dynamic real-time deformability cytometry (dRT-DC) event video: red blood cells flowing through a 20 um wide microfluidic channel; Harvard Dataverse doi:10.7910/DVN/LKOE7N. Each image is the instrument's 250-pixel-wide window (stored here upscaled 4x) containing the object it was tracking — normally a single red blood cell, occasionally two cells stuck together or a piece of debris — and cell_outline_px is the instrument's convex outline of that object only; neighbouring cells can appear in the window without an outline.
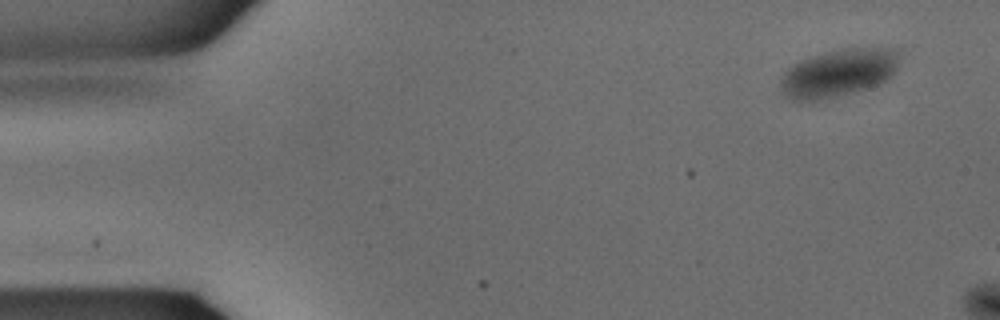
{"species": "common noctule bat (a hibernating species)", "species_latin": "Nyctalus noctula", "temperature_condition": "warm", "stored_images_in_passage": 7, "camera_frame_rate_fps": 3000, "um_per_image_px": 0.085, "animal": {"sex": "male", "body_mass_g": 15.6}, "frame": {"image": 1, "passage_image": 1, "time_ms": 0.0, "image_size_px": [1000, 320], "cell_outline_px": [[900, 52], [896, 68], [892, 76], [888, 80], [880, 84], [868, 88], [820, 100], [792, 100], [784, 96], [780, 84], [780, 80], [784, 72], [792, 64], [800, 60], [812, 56], [844, 48], [892, 48]], "centroid_in_image_um": [71.27, 6.2], "position_along_channel_um": 13.7, "area_um2": 33.06}}